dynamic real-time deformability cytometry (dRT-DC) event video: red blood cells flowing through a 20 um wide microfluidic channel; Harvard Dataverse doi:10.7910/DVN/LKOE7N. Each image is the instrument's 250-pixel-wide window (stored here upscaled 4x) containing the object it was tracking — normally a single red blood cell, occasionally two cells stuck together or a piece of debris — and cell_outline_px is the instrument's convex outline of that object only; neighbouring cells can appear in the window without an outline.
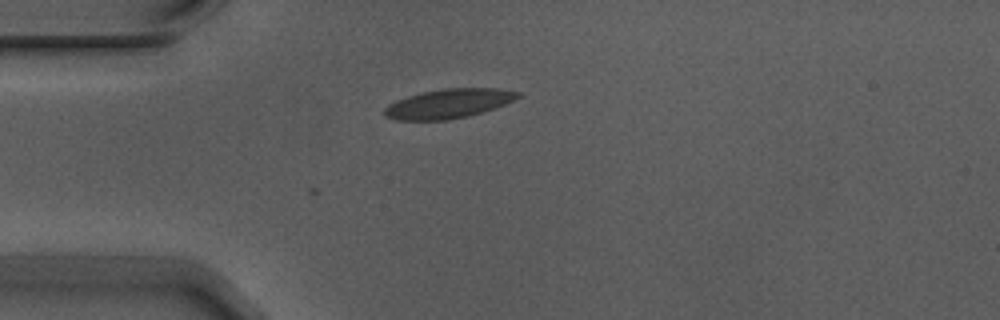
{"species": "Egyptian fruit bat (a non-hibernating species)", "species_latin": "Rousettus aegyptiacus", "temperature_condition": "warm", "stored_images_in_passage": 2, "camera_frame_rate_fps": 3000, "um_per_image_px": 0.085, "animal": {"sex": "male"}, "frame": {"image": 1, "passage_image": 2, "time_ms": 0.333, "image_size_px": [1000, 320], "cell_outline_px": [[524, 96], [496, 108], [468, 116], [448, 120], [396, 120], [384, 116], [384, 108], [388, 104], [396, 100], [420, 92], [444, 88], [496, 88], [520, 92]], "centroid_in_image_um": [38.15, 8.8], "position_along_channel_um": 46.9, "area_um2": 23.06}}